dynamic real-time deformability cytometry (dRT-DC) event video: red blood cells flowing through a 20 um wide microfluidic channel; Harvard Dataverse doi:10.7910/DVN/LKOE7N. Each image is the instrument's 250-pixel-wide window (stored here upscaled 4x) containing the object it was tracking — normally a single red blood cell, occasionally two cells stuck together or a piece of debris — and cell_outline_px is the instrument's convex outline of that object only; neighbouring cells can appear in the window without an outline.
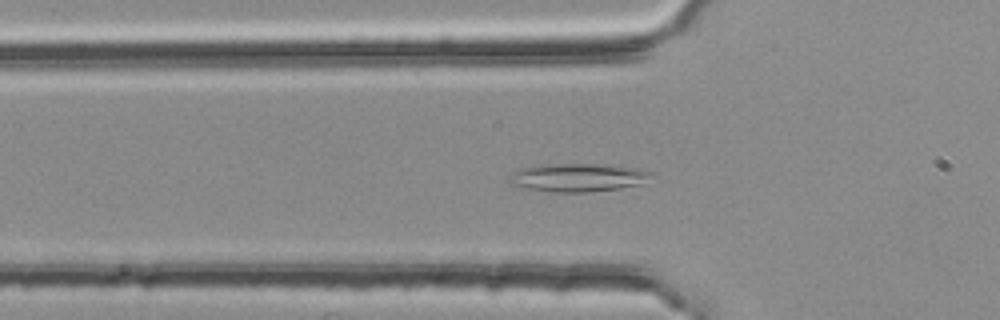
{"species": "common noctule bat (a hibernating species)", "species_latin": "Nyctalus noctula", "temperature_condition": "room temperature", "stored_images_in_passage": 38, "camera_frame_rate_fps": 3000, "um_per_image_px": 0.085, "animal": {"sex": "female", "body_mass_g": 25.1}, "frame": {"image": 1, "passage_image": 2, "time_ms": 0.333, "image_size_px": [1000, 320], "cell_outline_px": [[652, 172], [644, 184], [620, 188], [588, 192], [548, 192], [524, 188], [508, 184], [508, 176], [524, 168], [548, 164], [612, 164], [636, 168]], "centroid_in_image_um": [49.13, 15.1], "position_along_channel_um": 76.7, "area_um2": 23.47}}
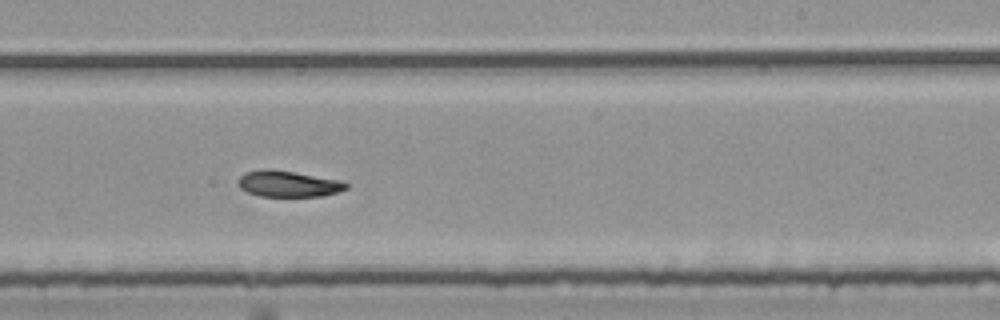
{"frame": {"image": 2, "passage_image": 17, "time_ms": 5.333, "image_size_px": [1000, 320], "cell_outline_px": [[348, 188], [336, 192], [320, 196], [260, 196], [248, 192], [240, 188], [236, 184], [236, 180], [244, 172], [268, 168], [272, 168], [296, 172], [340, 180], [348, 184]], "centroid_in_image_um": [24.44, 15.6], "position_along_channel_um": 264.6, "area_um2": 16.59}}
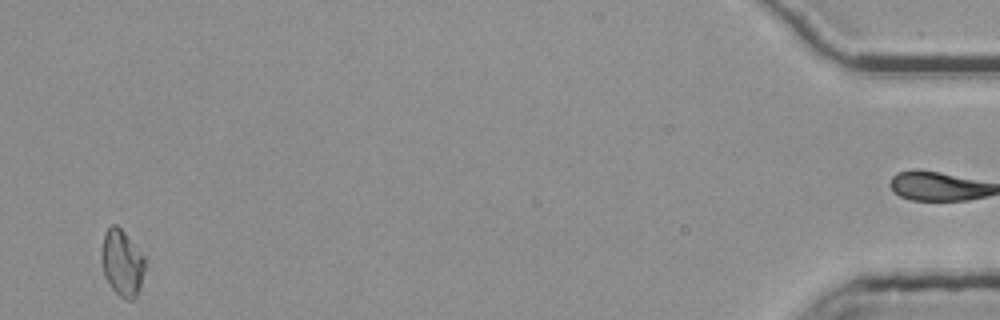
{"frame": {"image": 3, "passage_image": 37, "time_ms": 12.0, "image_size_px": [1000, 320], "cell_outline_px": [[144, 268], [140, 288], [136, 300], [124, 300], [112, 288], [104, 276], [100, 256], [100, 252], [104, 232], [112, 224], [116, 224], [124, 232], [144, 256]], "centroid_in_image_um": [10.35, 22.36], "position_along_channel_um": 424.8, "area_um2": 16.94}}